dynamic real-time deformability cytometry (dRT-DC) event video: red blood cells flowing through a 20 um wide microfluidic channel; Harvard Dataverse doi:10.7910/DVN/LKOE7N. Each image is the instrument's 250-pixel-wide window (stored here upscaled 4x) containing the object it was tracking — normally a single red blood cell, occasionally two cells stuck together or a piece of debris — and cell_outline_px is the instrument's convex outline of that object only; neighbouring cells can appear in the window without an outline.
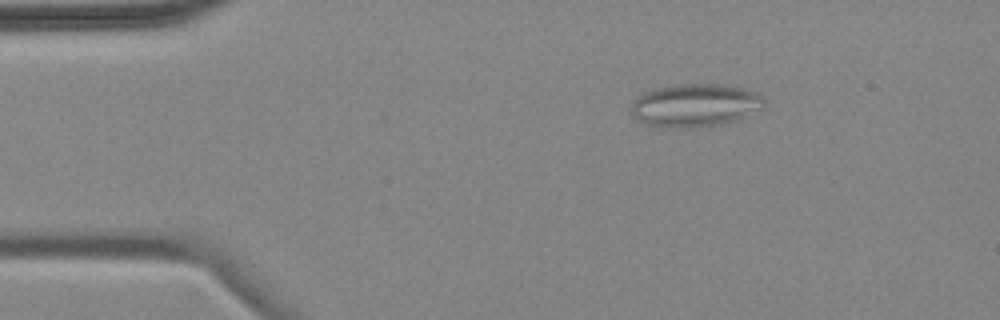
{"species": "common noctule bat (a hibernating species)", "species_latin": "Nyctalus noctula", "temperature_condition": "cold", "stored_images_in_passage": 4, "camera_frame_rate_fps": 3000, "um_per_image_px": 0.085, "animal": {"sex": "female", "body_mass_g": 18.4}, "frame": {"image": 1, "passage_image": 2, "time_ms": 1.333, "image_size_px": [1000, 320], "cell_outline_px": [[764, 108], [736, 120], [720, 124], [696, 128], [660, 128], [648, 124], [632, 116], [628, 108], [632, 100], [640, 92], [652, 88], [672, 84], [720, 84], [744, 88], [756, 92], [764, 100]], "centroid_in_image_um": [59.0, 8.94], "position_along_channel_um": 26.0, "area_um2": 34.16}}